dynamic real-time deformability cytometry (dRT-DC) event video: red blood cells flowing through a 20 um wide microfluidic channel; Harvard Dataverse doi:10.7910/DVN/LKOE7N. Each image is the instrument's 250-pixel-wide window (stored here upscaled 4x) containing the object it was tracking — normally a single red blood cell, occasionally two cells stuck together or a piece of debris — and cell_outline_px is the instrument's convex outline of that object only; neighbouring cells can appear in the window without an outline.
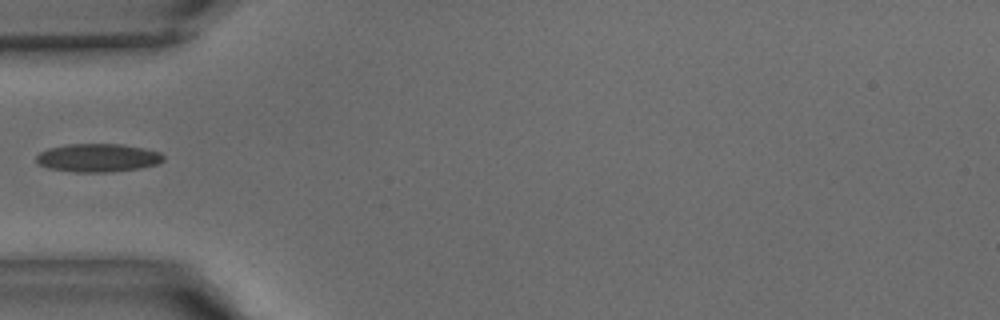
{"species": "common noctule bat (a hibernating species)", "species_latin": "Nyctalus noctula", "temperature_condition": "warm", "stored_images_in_passage": 29, "camera_frame_rate_fps": 3000, "um_per_image_px": 0.085, "animal": {"sex": "male", "body_mass_g": 15.6}, "frame": {"image": 1, "passage_image": 1, "time_ms": 0.0, "image_size_px": [1000, 320], "cell_outline_px": [[164, 160], [160, 164], [140, 168], [108, 172], [76, 172], [48, 168], [36, 164], [36, 156], [40, 152], [48, 148], [68, 144], [120, 144], [144, 148], [160, 152], [164, 156]], "centroid_in_image_um": [8.32, 13.41], "position_along_channel_um": 76.7, "area_um2": 21.1}}
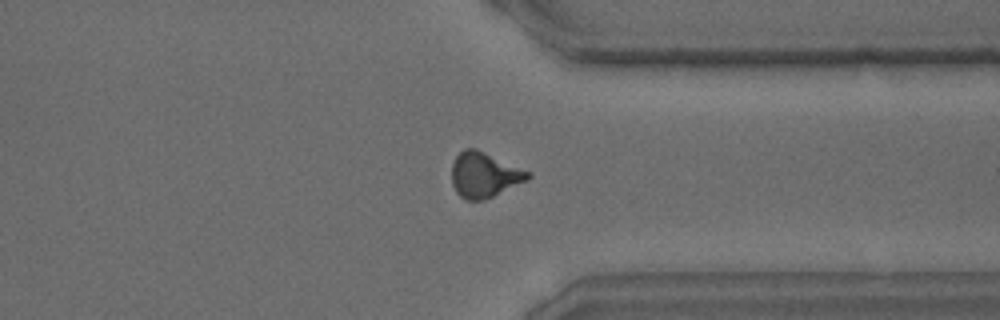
{"frame": {"image": 2, "passage_image": 19, "time_ms": 6.0, "image_size_px": [1000, 320], "cell_outline_px": [[532, 176], [528, 180], [484, 200], [464, 200], [456, 192], [452, 184], [452, 164], [456, 156], [464, 148], [476, 148], [532, 172]], "centroid_in_image_um": [41.17, 14.86], "position_along_channel_um": 370.2, "area_um2": 20.23}}
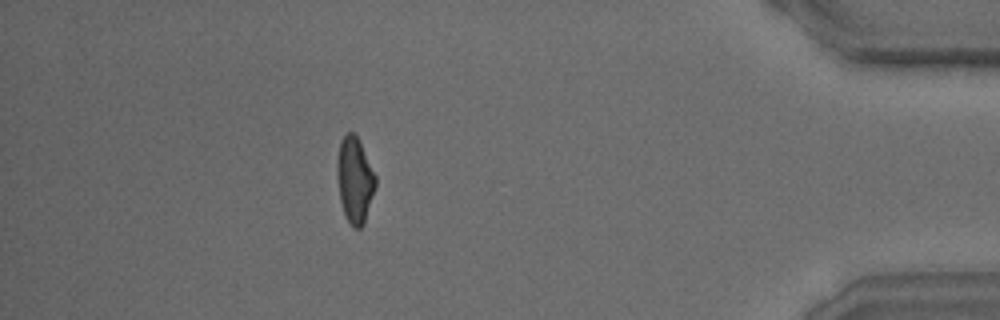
{"frame": {"image": 3, "passage_image": 24, "time_ms": 7.667, "image_size_px": [1000, 320], "cell_outline_px": [[376, 184], [364, 224], [360, 228], [352, 228], [344, 216], [340, 200], [336, 176], [336, 160], [340, 140], [348, 132], [352, 132], [356, 136], [376, 176]], "centroid_in_image_um": [30.12, 15.33], "position_along_channel_um": 405.1, "area_um2": 19.25}}